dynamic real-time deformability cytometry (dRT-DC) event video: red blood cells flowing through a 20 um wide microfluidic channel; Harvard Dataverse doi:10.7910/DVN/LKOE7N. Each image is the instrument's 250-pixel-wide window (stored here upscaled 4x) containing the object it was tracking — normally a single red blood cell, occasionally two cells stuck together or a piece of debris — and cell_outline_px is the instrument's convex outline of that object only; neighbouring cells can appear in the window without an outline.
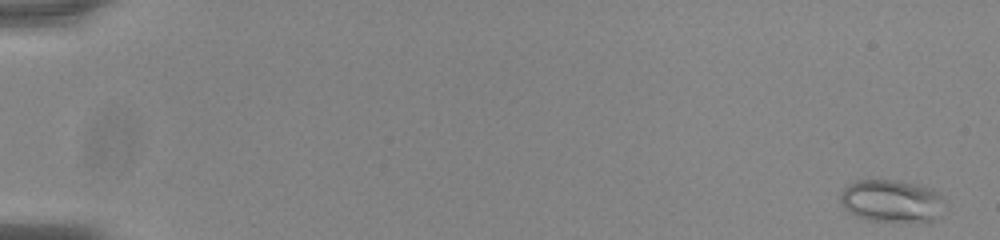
{"species": "common noctule bat (a hibernating species)", "species_latin": "Nyctalus noctula", "temperature_condition": "room temperature", "stored_images_in_passage": 10, "camera_frame_rate_fps": 3000, "um_per_image_px": 0.085, "animal": {"sex": "male", "body_mass_g": 20.0, "forearm_length_mm": 53.3}, "frame": {"image": 1, "passage_image": 2, "time_ms": 0.333, "image_size_px": [1000, 240], "cell_outline_px": [[940, 196], [932, 220], [868, 220], [856, 216], [844, 208], [840, 200], [840, 192], [848, 184], [856, 180], [896, 180], [916, 184], [932, 188]], "centroid_in_image_um": [75.61, 17.03], "position_along_channel_um": 9.4, "area_um2": 24.62}}